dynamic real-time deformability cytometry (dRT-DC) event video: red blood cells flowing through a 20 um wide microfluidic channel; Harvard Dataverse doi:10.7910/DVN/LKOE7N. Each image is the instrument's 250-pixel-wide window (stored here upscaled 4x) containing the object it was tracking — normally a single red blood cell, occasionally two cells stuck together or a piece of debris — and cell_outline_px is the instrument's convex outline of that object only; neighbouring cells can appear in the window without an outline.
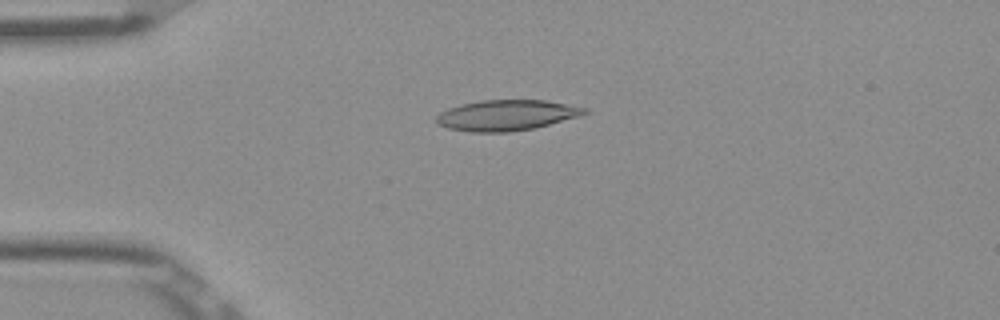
{"species": "Egyptian fruit bat (a non-hibernating species)", "species_latin": "Rousettus aegyptiacus", "temperature_condition": "room temperature", "stored_images_in_passage": 51, "camera_frame_rate_fps": 3000, "um_per_image_px": 0.085, "frame": {"image": 1, "passage_image": 12, "time_ms": 3.667, "image_size_px": [1000, 320], "cell_outline_px": [[588, 112], [580, 116], [532, 128], [508, 132], [472, 132], [448, 128], [436, 124], [436, 116], [440, 112], [448, 108], [460, 104], [480, 100], [544, 100], [588, 108]], "centroid_in_image_um": [43.01, 9.79], "position_along_channel_um": 42.0, "area_um2": 26.36}}
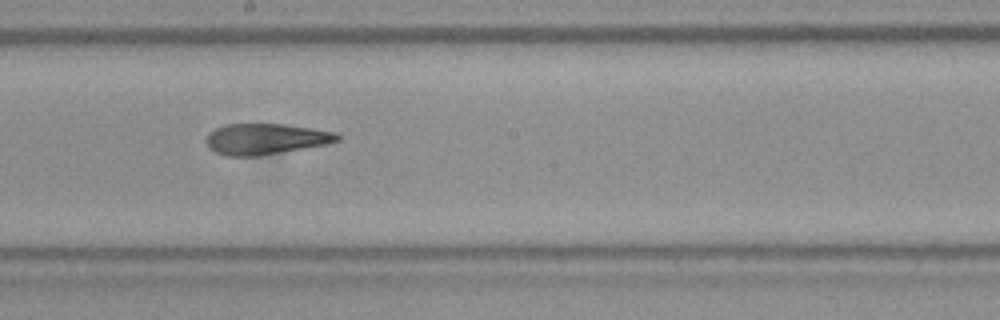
{"frame": {"image": 2, "passage_image": 28, "time_ms": 9.0, "image_size_px": [1000, 320], "cell_outline_px": [[344, 136], [340, 140], [328, 144], [260, 156], [224, 156], [208, 148], [204, 140], [216, 128], [224, 124], [284, 124], [312, 128], [336, 132]], "centroid_in_image_um": [22.61, 11.82], "position_along_channel_um": 225.6, "area_um2": 23.87}}
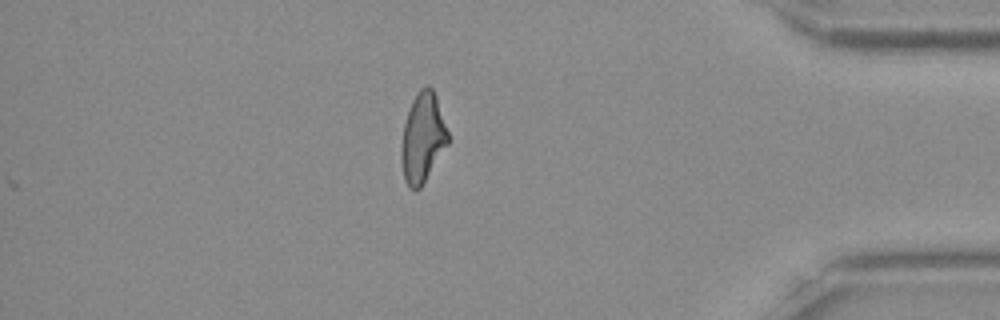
{"frame": {"image": 3, "passage_image": 44, "time_ms": 14.333, "image_size_px": [1000, 320], "cell_outline_px": [[448, 144], [420, 188], [416, 192], [408, 188], [404, 180], [400, 160], [400, 148], [404, 124], [412, 100], [416, 92], [420, 88], [428, 84], [432, 88], [436, 96], [448, 132]], "centroid_in_image_um": [35.9, 11.73], "position_along_channel_um": 399.3, "area_um2": 24.51}, "authors_computed_cell_mechanics": {"area_um2": 25.2008, "velocity_mm_per_s": 3.9152, "shape_relaxation_time_tau1_ms": null, "shape_relaxation_time_tau2_ms": 2.8821, "deformation_change_tau1": null, "deformation_change_tau2": 0.12}}